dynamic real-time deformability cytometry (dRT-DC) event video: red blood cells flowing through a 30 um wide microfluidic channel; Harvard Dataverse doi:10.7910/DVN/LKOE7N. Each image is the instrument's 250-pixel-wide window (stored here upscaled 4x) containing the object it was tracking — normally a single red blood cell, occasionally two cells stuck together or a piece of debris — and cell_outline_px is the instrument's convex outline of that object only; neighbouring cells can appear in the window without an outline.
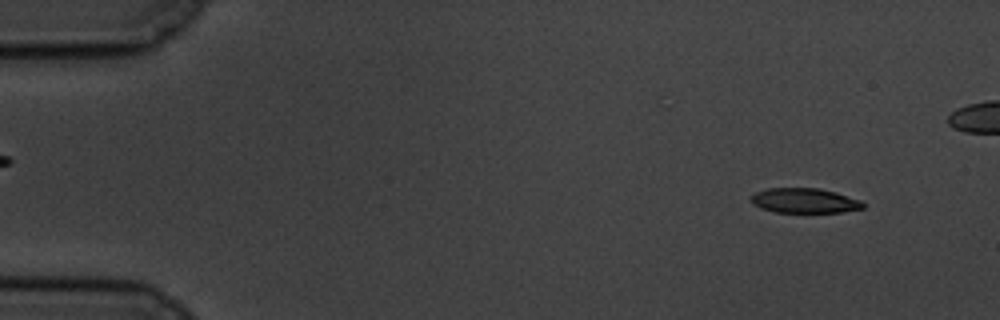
{"species": "common noctule bat (a hibernating species)", "species_latin": "Nyctalus noctula", "temperature_condition": "cold", "stored_images_in_passage": 51, "camera_frame_rate_fps": 3000, "um_per_image_px": 0.085, "animal": {"sex": "male", "body_mass_g": 19.5, "forearm_length_mm": 54.6}, "frame": {"image": 1, "passage_image": 3, "time_ms": 0.667, "image_size_px": [1000, 320], "cell_outline_px": [[864, 208], [840, 212], [776, 212], [760, 208], [752, 204], [752, 196], [756, 192], [768, 188], [820, 188], [836, 192], [860, 200], [864, 204]], "centroid_in_image_um": [68.38, 17.05], "position_along_channel_um": 16.6, "area_um2": 16.13}}
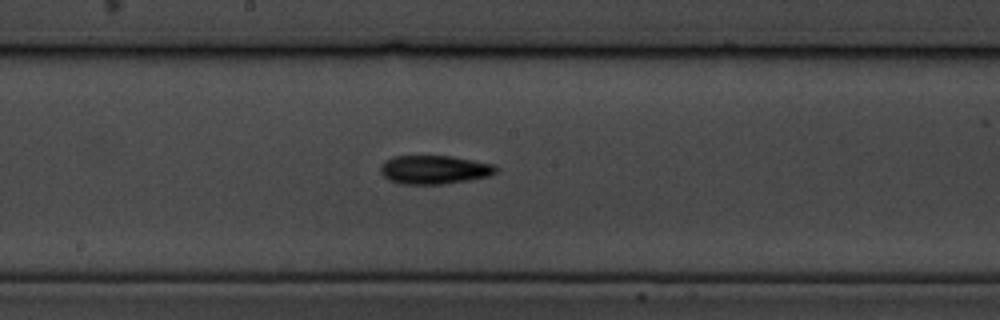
{"frame": {"image": 2, "passage_image": 29, "time_ms": 9.333, "image_size_px": [1000, 320], "cell_outline_px": [[496, 172], [492, 176], [444, 184], [400, 184], [388, 180], [380, 172], [380, 168], [384, 160], [392, 156], [452, 156], [492, 164], [496, 168]], "centroid_in_image_um": [36.88, 14.43], "position_along_channel_um": 211.3, "area_um2": 19.36}}
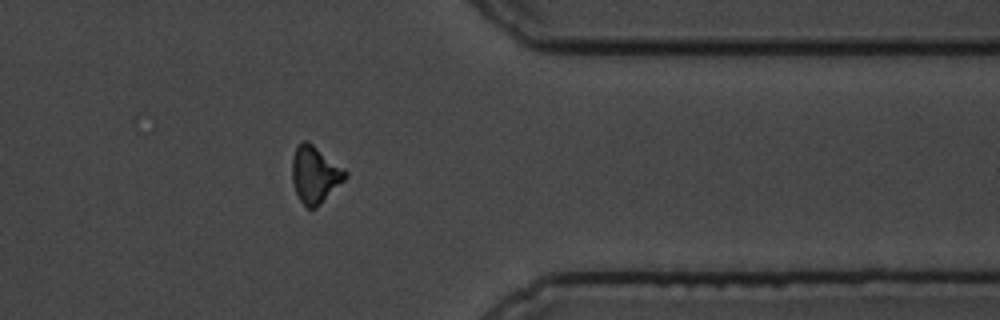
{"frame": {"image": 3, "passage_image": 45, "time_ms": 14.667, "image_size_px": [1000, 320], "cell_outline_px": [[348, 176], [316, 208], [308, 208], [300, 200], [296, 192], [292, 180], [292, 160], [296, 148], [304, 140], [308, 140], [344, 168], [348, 172]], "centroid_in_image_um": [26.78, 14.82], "position_along_channel_um": 384.6, "area_um2": 17.46}}